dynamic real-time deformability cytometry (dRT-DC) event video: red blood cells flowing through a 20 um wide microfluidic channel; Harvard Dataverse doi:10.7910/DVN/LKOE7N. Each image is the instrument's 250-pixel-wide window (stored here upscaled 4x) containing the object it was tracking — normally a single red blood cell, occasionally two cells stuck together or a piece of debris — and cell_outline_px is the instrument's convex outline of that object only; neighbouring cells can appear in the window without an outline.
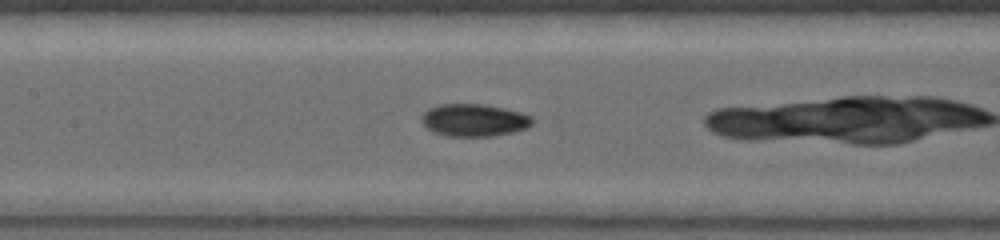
{"species": "common noctule bat (a hibernating species)", "species_latin": "Nyctalus noctula", "temperature_condition": "warm", "stored_images_in_passage": 31, "camera_frame_rate_fps": 5000, "um_per_image_px": 0.085, "animal": {"sex": "female", "body_mass_g": 19.0, "forearm_length_mm": 53.3}, "frame": {"image": 1, "passage_image": 9, "time_ms": 1.4, "image_size_px": [1000, 240], "cell_outline_px": [[532, 124], [528, 128], [512, 132], [492, 136], [448, 136], [436, 132], [428, 128], [420, 120], [420, 116], [428, 108], [440, 104], [484, 104], [504, 108], [520, 112], [532, 116]], "centroid_in_image_um": [40.29, 10.2], "position_along_channel_um": 167.1, "area_um2": 20.92}}
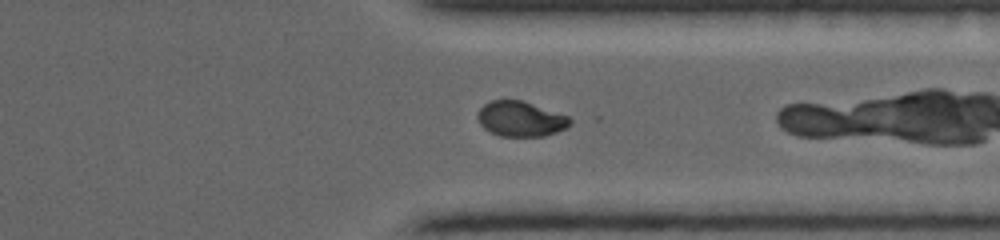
{"frame": {"image": 2, "passage_image": 26, "time_ms": 4.2, "image_size_px": [1000, 240], "cell_outline_px": [[572, 124], [568, 128], [544, 136], [500, 136], [484, 128], [480, 124], [476, 116], [480, 108], [484, 104], [492, 100], [520, 100], [568, 116], [572, 120]], "centroid_in_image_um": [44.26, 10.11], "position_along_channel_um": 367.1, "area_um2": 18.84}}